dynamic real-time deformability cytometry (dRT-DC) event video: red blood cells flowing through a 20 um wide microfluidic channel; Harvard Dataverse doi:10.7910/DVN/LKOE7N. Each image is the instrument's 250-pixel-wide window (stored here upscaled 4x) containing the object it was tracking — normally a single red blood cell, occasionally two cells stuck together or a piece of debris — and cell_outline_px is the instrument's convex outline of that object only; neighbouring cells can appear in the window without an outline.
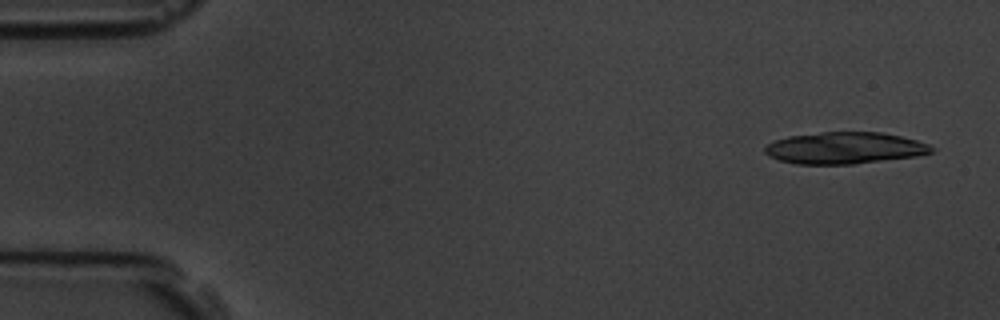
{"species": "common noctule bat (a hibernating species)", "species_latin": "Nyctalus noctula", "temperature_condition": "room temperature", "stored_images_in_passage": 5, "camera_frame_rate_fps": 3000, "um_per_image_px": 0.085, "animal": {"sex": "male", "body_mass_g": 19.5, "forearm_length_mm": 54.6}, "frame": {"image": 1, "passage_image": 1, "time_ms": 0.0, "image_size_px": [1000, 320], "cell_outline_px": [[936, 148], [932, 152], [916, 156], [852, 164], [796, 164], [780, 160], [768, 156], [764, 152], [764, 148], [768, 144], [776, 140], [788, 136], [820, 132], [880, 132], [900, 136], [916, 140], [928, 144]], "centroid_in_image_um": [71.79, 12.58], "position_along_channel_um": 13.2, "area_um2": 30.69}}